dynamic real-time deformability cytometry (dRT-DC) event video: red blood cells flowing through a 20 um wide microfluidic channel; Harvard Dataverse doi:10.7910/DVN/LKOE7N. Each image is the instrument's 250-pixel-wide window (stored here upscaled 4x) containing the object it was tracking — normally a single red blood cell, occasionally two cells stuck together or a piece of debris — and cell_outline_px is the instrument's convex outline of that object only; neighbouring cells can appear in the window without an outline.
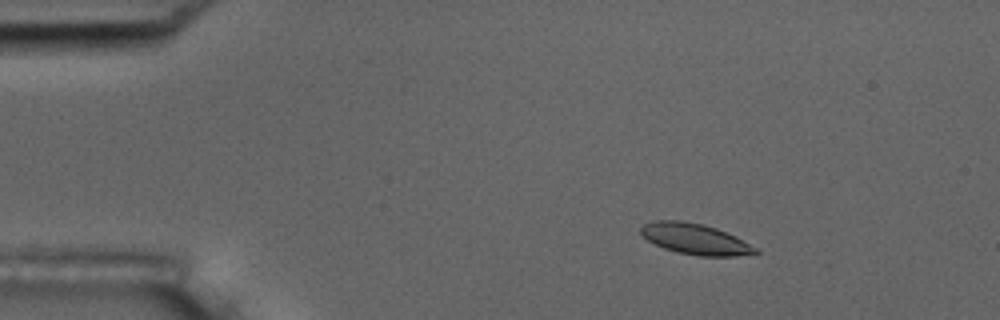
{"species": "common noctule bat (a hibernating species)", "species_latin": "Nyctalus noctula", "temperature_condition": "room temperature", "stored_images_in_passage": 8, "camera_frame_rate_fps": 3000, "um_per_image_px": 0.085, "animal": {"sex": "male", "body_mass_g": 17.5, "forearm_length_mm": 52.3}, "frame": {"image": 1, "passage_image": 2, "time_ms": 1.333, "image_size_px": [1000, 320], "cell_outline_px": [[760, 252], [756, 256], [696, 256], [664, 248], [648, 240], [640, 232], [640, 228], [644, 224], [656, 220], [680, 220], [704, 224], [716, 228], [736, 236], [756, 248]], "centroid_in_image_um": [59.15, 20.32], "position_along_channel_um": 25.8, "area_um2": 20.69}}
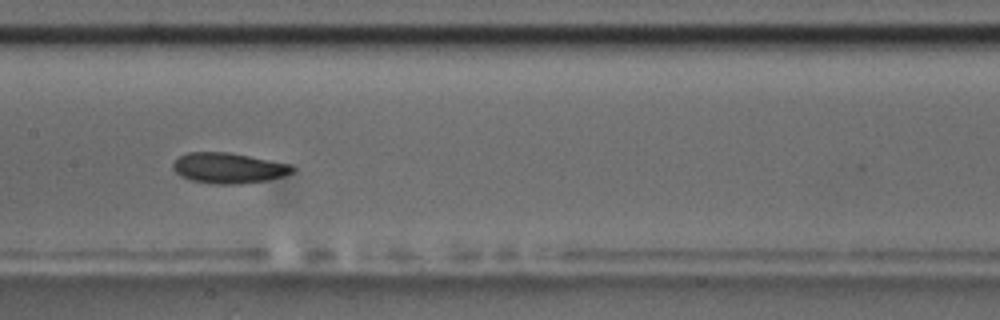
{"frame": {"image": 2, "passage_image": 7, "time_ms": 7.667, "image_size_px": [1000, 320], "cell_outline_px": [[296, 168], [292, 172], [268, 180], [240, 184], [212, 184], [192, 180], [180, 176], [172, 168], [172, 164], [180, 156], [188, 152], [228, 152], [288, 164]], "centroid_in_image_um": [19.37, 14.29], "position_along_channel_um": 188.0, "area_um2": 20.98}}
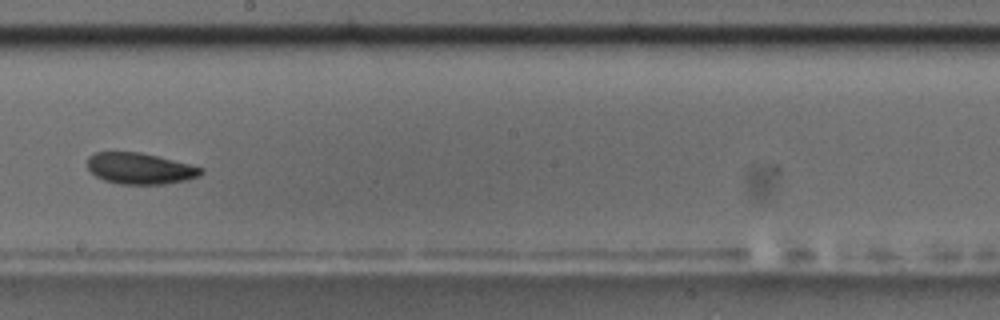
{"frame": {"image": 3, "passage_image": 8, "time_ms": 9.0, "image_size_px": [1000, 320], "cell_outline_px": [[204, 172], [200, 176], [188, 180], [164, 184], [120, 184], [104, 180], [96, 176], [88, 168], [88, 156], [96, 152], [140, 152], [204, 168]], "centroid_in_image_um": [11.91, 14.33], "position_along_channel_um": 236.3, "area_um2": 20.58}}